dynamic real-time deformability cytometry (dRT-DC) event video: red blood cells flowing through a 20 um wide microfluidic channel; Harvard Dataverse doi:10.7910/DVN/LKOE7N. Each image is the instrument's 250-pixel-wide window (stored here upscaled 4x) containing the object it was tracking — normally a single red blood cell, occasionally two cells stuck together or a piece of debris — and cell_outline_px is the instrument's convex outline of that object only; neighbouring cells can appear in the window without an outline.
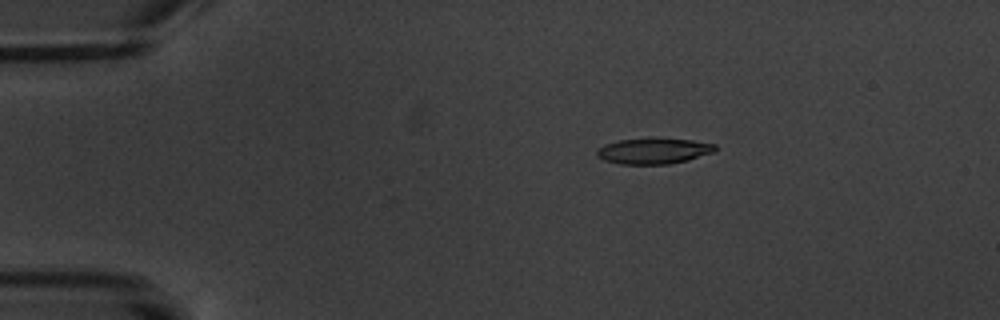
{"species": "common noctule bat (a hibernating species)", "species_latin": "Nyctalus noctula", "temperature_condition": "warm", "stored_images_in_passage": 5, "camera_frame_rate_fps": 3000, "um_per_image_px": 0.085, "animal": {"sex": "male", "body_mass_g": 20.1, "forearm_length_mm": 53.5}, "frame": {"image": 1, "passage_image": 3, "time_ms": 3.333, "image_size_px": [1000, 320], "cell_outline_px": [[716, 152], [688, 160], [668, 164], [620, 164], [604, 160], [596, 156], [596, 148], [604, 144], [620, 140], [692, 140], [716, 144]], "centroid_in_image_um": [55.55, 12.86], "position_along_channel_um": 29.4, "area_um2": 17.4}}